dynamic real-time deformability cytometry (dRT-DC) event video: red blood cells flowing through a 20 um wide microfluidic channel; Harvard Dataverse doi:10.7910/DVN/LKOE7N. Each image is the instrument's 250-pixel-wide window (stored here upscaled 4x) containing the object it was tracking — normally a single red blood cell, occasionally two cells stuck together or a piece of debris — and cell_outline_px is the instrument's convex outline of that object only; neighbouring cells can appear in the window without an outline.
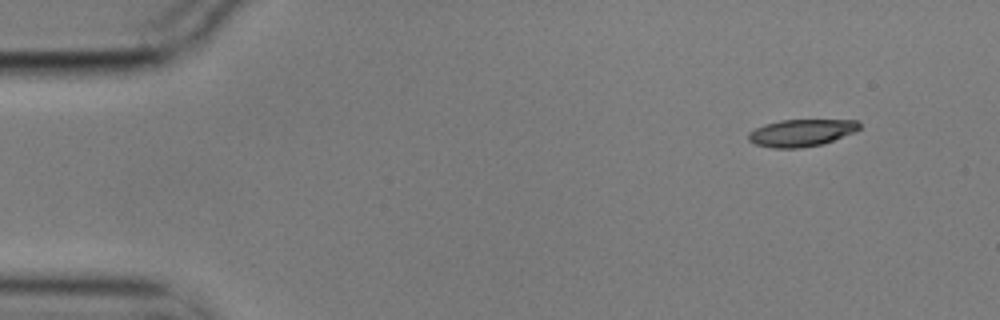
{"species": "common noctule bat (a hibernating species)", "species_latin": "Nyctalus noctula", "temperature_condition": "cold", "stored_images_in_passage": 4, "camera_frame_rate_fps": 3000, "um_per_image_px": 0.085, "animal": {"sex": "male", "body_mass_g": 17.9}, "frame": {"image": 1, "passage_image": 1, "time_ms": 0.0, "image_size_px": [1000, 320], "cell_outline_px": [[860, 128], [856, 132], [824, 144], [800, 148], [772, 148], [756, 144], [748, 140], [748, 132], [764, 124], [780, 120], [860, 120]], "centroid_in_image_um": [68.14, 11.29], "position_along_channel_um": 16.9, "area_um2": 17.74}}
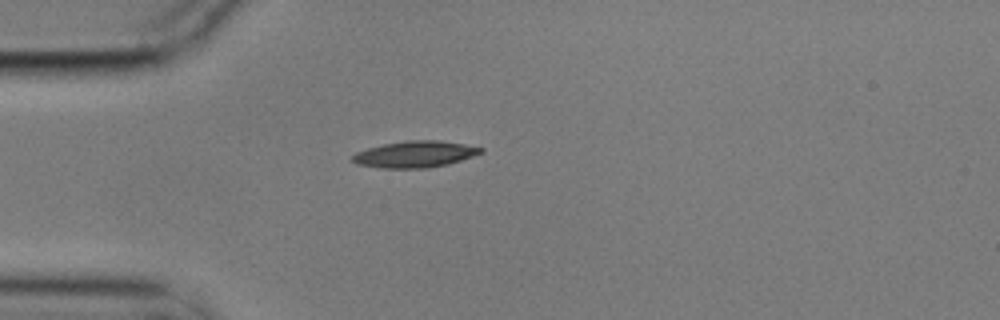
{"frame": {"image": 2, "passage_image": 4, "time_ms": 1.0, "image_size_px": [1000, 320], "cell_outline_px": [[484, 152], [448, 164], [428, 168], [380, 168], [356, 164], [352, 160], [352, 156], [356, 152], [368, 148], [384, 144], [404, 140], [440, 140], [464, 144], [484, 148]], "centroid_in_image_um": [35.27, 13.11], "position_along_channel_um": 49.7, "area_um2": 19.83}}